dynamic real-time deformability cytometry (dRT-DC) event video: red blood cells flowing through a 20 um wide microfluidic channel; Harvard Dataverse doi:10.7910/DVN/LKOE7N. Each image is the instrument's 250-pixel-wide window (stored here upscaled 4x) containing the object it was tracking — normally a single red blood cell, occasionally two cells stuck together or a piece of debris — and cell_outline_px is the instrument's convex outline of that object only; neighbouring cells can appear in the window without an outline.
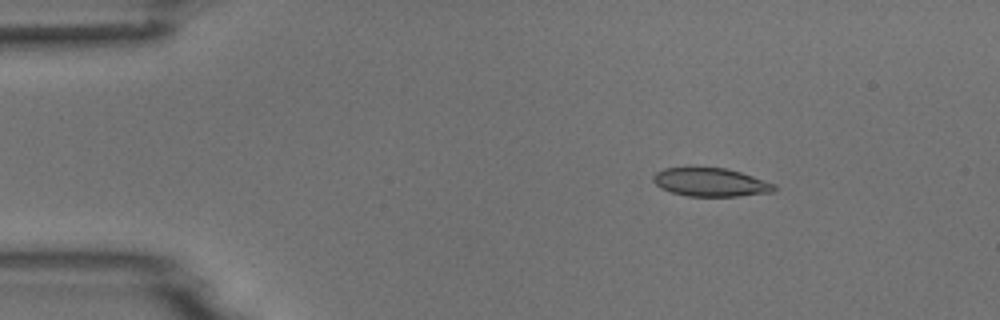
{"species": "common noctule bat (a hibernating species)", "species_latin": "Nyctalus noctula", "temperature_condition": "room temperature", "stored_images_in_passage": 4, "camera_frame_rate_fps": 3000, "um_per_image_px": 0.085, "animal": {"sex": "male", "body_mass_g": 18.8}, "frame": {"image": 1, "passage_image": 2, "time_ms": 2.0, "image_size_px": [1000, 320], "cell_outline_px": [[776, 188], [772, 192], [736, 196], [688, 196], [672, 192], [660, 188], [652, 180], [652, 176], [656, 172], [664, 168], [724, 168], [740, 172], [776, 184]], "centroid_in_image_um": [60.38, 15.49], "position_along_channel_um": 24.6, "area_um2": 19.83}}